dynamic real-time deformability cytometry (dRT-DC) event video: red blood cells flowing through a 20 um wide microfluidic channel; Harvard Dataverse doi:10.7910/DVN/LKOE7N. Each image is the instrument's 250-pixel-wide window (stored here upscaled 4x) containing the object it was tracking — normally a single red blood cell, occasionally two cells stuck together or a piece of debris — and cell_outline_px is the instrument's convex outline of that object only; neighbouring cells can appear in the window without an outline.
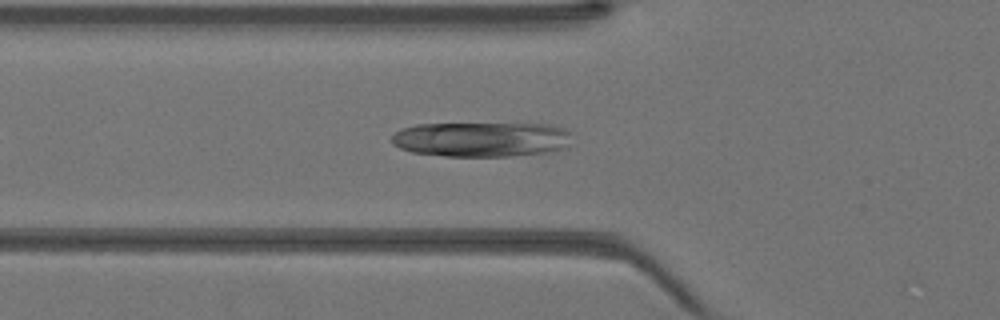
{"species": "Egyptian fruit bat (a non-hibernating species)", "species_latin": "Rousettus aegyptiacus", "temperature_condition": "warm", "stored_images_in_passage": 31, "camera_frame_rate_fps": 3000, "um_per_image_px": 0.085, "animal": {"sex": "female"}, "frame": {"image": 1, "passage_image": 7, "time_ms": 2.0, "image_size_px": [1000, 320], "cell_outline_px": [[568, 148], [544, 152], [508, 156], [444, 156], [412, 152], [400, 148], [392, 144], [392, 136], [400, 128], [416, 124], [548, 124], [564, 128], [568, 132]], "centroid_in_image_um": [40.87, 11.84], "position_along_channel_um": 84.9, "area_um2": 36.47}}
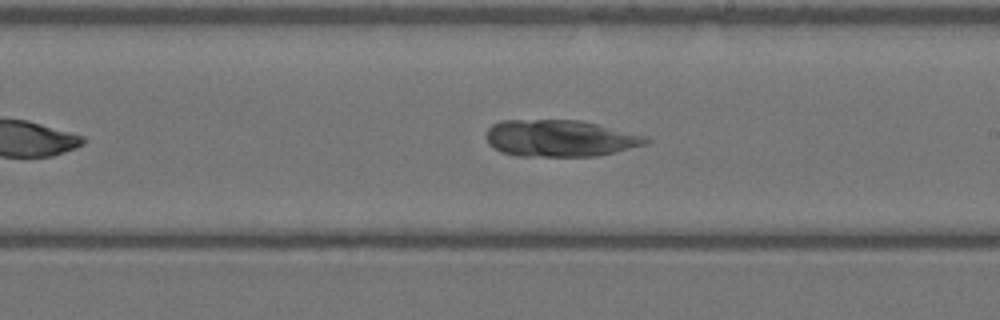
{"frame": {"image": 2, "passage_image": 17, "time_ms": 5.333, "image_size_px": [1000, 320], "cell_outline_px": [[652, 140], [644, 144], [596, 156], [516, 156], [500, 152], [488, 144], [484, 136], [488, 128], [492, 124], [500, 120], [580, 120], [648, 136]], "centroid_in_image_um": [47.53, 11.75], "position_along_channel_um": 241.5, "area_um2": 34.33}}
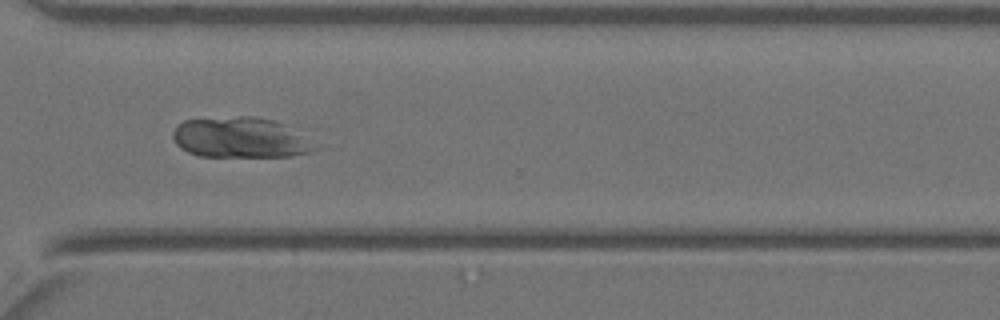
{"frame": {"image": 3, "passage_image": 24, "time_ms": 7.667, "image_size_px": [1000, 320], "cell_outline_px": [[320, 148], [308, 152], [292, 156], [200, 156], [188, 152], [180, 148], [176, 144], [172, 136], [172, 132], [176, 124], [184, 120], [240, 116], [256, 116], [272, 120], [284, 124]], "centroid_in_image_um": [20.37, 11.69], "position_along_channel_um": 350.2, "area_um2": 33.29}}